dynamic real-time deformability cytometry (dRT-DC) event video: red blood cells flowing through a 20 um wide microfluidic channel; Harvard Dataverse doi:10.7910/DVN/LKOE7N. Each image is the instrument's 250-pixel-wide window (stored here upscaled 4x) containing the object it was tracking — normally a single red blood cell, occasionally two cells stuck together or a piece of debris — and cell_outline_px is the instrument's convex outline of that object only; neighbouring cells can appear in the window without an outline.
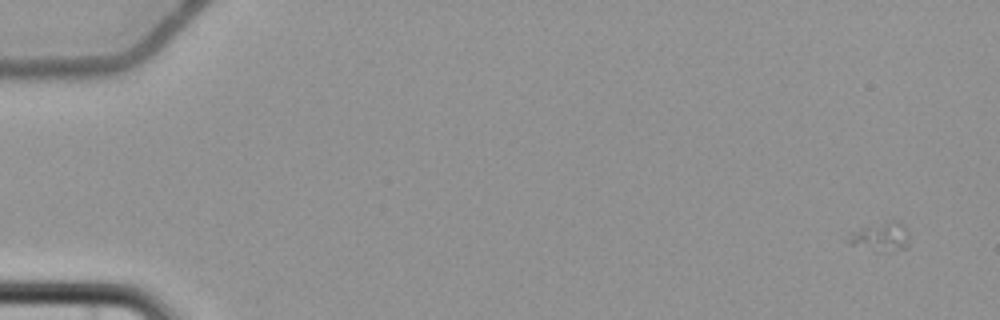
{"species": "common noctule bat (a hibernating species)", "species_latin": "Nyctalus noctula", "temperature_condition": "cold", "stored_images_in_passage": 4, "camera_frame_rate_fps": 3000, "um_per_image_px": 0.085, "animal": {"sex": "female", "body_mass_g": 22.7, "forearm_length_mm": 54.2}, "frame": {"image": 1, "passage_image": 1, "time_ms": 0.0, "image_size_px": [1000, 320], "cell_outline_px": [[908, 248], [892, 252], [876, 252], [848, 244], [844, 240], [852, 232], [860, 228], [888, 220], [896, 220], [904, 224], [908, 232]], "centroid_in_image_um": [74.86, 20.15], "position_along_channel_um": 10.1, "area_um2": 10.81}}